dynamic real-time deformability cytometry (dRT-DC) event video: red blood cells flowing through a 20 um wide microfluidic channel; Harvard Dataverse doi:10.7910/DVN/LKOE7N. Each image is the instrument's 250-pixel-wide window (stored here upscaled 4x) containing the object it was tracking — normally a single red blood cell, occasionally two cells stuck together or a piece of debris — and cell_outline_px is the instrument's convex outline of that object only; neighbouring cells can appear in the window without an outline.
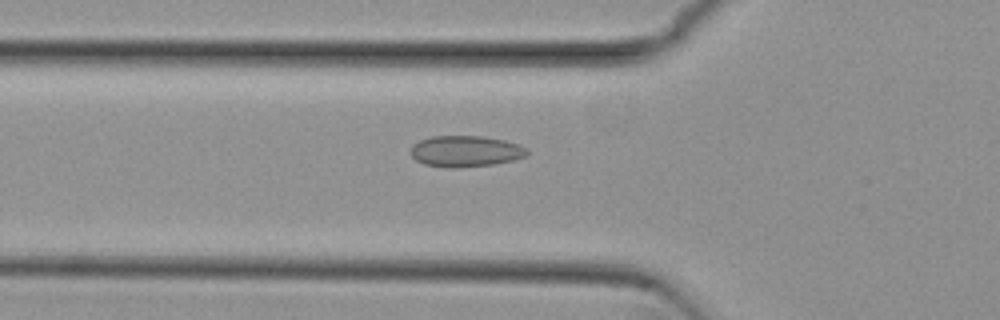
{"species": "common noctule bat (a hibernating species)", "species_latin": "Nyctalus noctula", "temperature_condition": "cold", "stored_images_in_passage": 31, "camera_frame_rate_fps": 3000, "um_per_image_px": 0.085, "animal": {"sex": "female", "body_mass_g": 29.2, "forearm_length_mm": 56.3}, "frame": {"image": 1, "passage_image": 2, "time_ms": 0.333, "image_size_px": [1000, 320], "cell_outline_px": [[528, 152], [524, 156], [512, 160], [492, 164], [456, 168], [452, 168], [424, 164], [416, 160], [412, 156], [412, 144], [420, 140], [432, 136], [480, 136], [504, 140], [528, 148]], "centroid_in_image_um": [39.55, 12.85], "position_along_channel_um": 86.3, "area_um2": 20.87}}
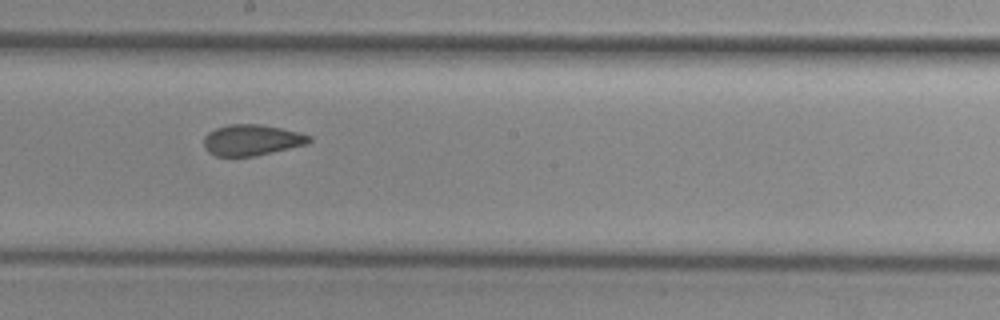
{"frame": {"image": 2, "passage_image": 13, "time_ms": 4.0, "image_size_px": [1000, 320], "cell_outline_px": [[312, 140], [308, 144], [256, 156], [216, 156], [208, 152], [204, 148], [204, 136], [208, 132], [216, 128], [228, 124], [260, 124], [300, 132], [312, 136]], "centroid_in_image_um": [21.41, 11.9], "position_along_channel_um": 226.8, "area_um2": 19.19}}
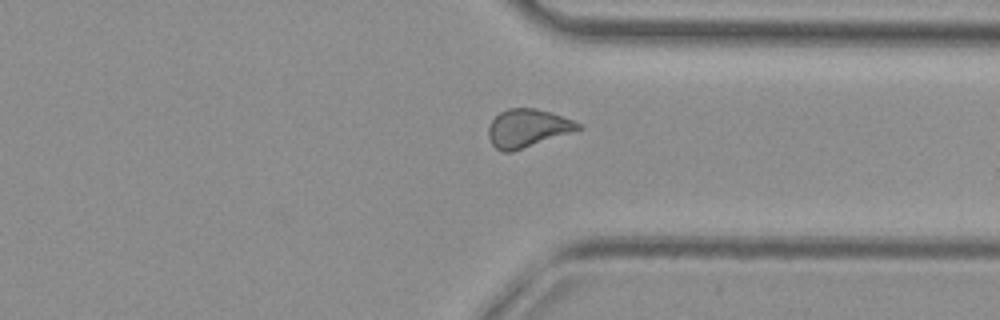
{"frame": {"image": 3, "passage_image": 24, "time_ms": 7.667, "image_size_px": [1000, 320], "cell_outline_px": [[584, 128], [512, 152], [504, 152], [496, 148], [492, 144], [488, 136], [488, 128], [492, 120], [500, 112], [508, 108], [536, 108], [552, 112], [584, 124]], "centroid_in_image_um": [44.87, 10.89], "position_along_channel_um": 366.5, "area_um2": 20.06}}